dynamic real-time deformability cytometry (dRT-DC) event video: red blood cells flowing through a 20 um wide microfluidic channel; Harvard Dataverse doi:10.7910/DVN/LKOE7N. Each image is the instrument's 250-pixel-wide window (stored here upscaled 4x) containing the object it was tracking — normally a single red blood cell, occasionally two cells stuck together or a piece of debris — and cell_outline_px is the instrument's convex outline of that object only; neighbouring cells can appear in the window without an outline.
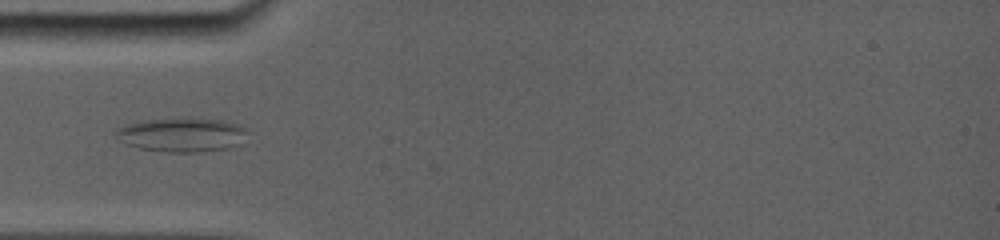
{"species": "common noctule bat (a hibernating species)", "species_latin": "Nyctalus noctula", "temperature_condition": "room temperature", "stored_images_in_passage": 7, "camera_frame_rate_fps": 5000, "um_per_image_px": 0.085, "animal": {"sex": "female", "body_mass_g": 19.0, "forearm_length_mm": 56.7}, "frame": {"image": 1, "passage_image": 2, "time_ms": 0.8, "image_size_px": [1000, 240], "cell_outline_px": [[240, 128], [220, 148], [196, 152], [172, 152], [140, 148], [132, 144], [120, 132], [124, 128], [132, 124], [152, 120], [220, 120]], "centroid_in_image_um": [15.28, 11.47], "position_along_channel_um": 69.7, "area_um2": 21.85}}
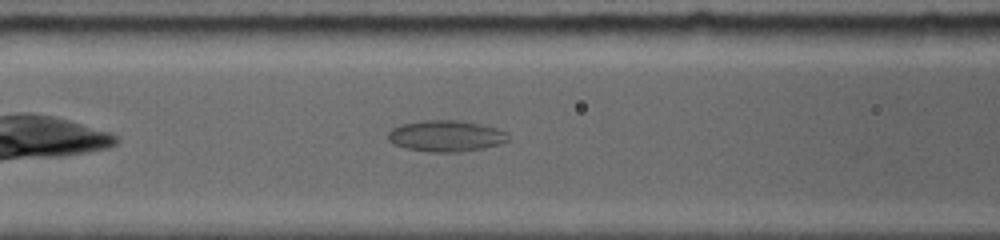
{"frame": {"image": 2, "passage_image": 4, "time_ms": 2.4, "image_size_px": [1000, 240], "cell_outline_px": [[508, 140], [496, 144], [480, 148], [460, 152], [428, 152], [408, 148], [396, 144], [388, 140], [388, 132], [392, 128], [404, 124], [428, 120], [452, 120], [476, 124], [492, 128], [504, 132]], "centroid_in_image_um": [37.82, 11.57], "position_along_channel_um": 128.8, "area_um2": 20.98}}
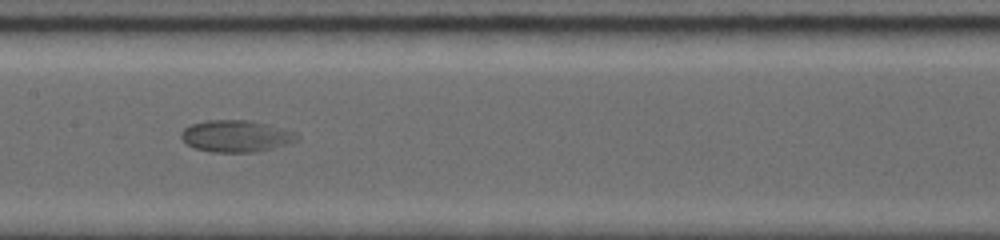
{"frame": {"image": 3, "passage_image": 6, "time_ms": 4.0, "image_size_px": [1000, 240], "cell_outline_px": [[292, 140], [252, 152], [212, 152], [196, 148], [188, 144], [180, 136], [184, 128], [192, 124], [208, 120], [244, 120], [264, 124], [288, 132]], "centroid_in_image_um": [19.81, 11.56], "position_along_channel_um": 187.6, "area_um2": 19.83}}